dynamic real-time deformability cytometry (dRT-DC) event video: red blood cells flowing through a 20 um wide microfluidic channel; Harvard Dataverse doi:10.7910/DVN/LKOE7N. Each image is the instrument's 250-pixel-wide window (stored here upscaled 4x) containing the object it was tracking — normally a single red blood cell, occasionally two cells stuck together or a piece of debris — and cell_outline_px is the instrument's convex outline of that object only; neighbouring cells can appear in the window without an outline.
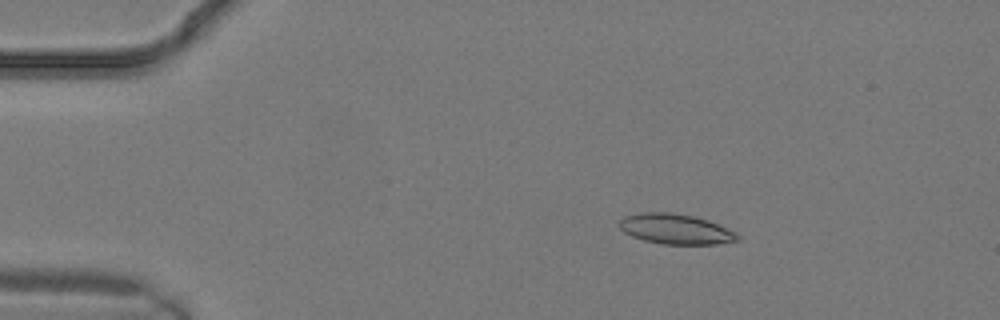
{"species": "common noctule bat (a hibernating species)", "species_latin": "Nyctalus noctula", "temperature_condition": "warm", "stored_images_in_passage": 11, "camera_frame_rate_fps": 3000, "um_per_image_px": 0.085, "animal": {"sex": "male", "body_mass_g": 19.2, "forearm_length_mm": 51.8}, "frame": {"image": 1, "passage_image": 4, "time_ms": 1.0, "image_size_px": [1000, 320], "cell_outline_px": [[740, 240], [716, 244], [664, 244], [644, 240], [632, 236], [624, 232], [616, 224], [624, 216], [640, 212], [672, 212], [692, 216], [708, 220], [736, 232], [740, 236]], "centroid_in_image_um": [57.41, 19.46], "position_along_channel_um": 27.6, "area_um2": 20.87}}
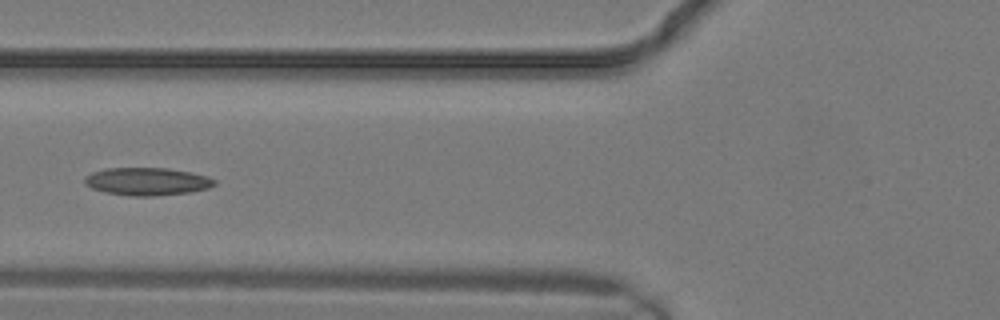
{"frame": {"image": 2, "passage_image": 10, "time_ms": 3.0, "image_size_px": [1000, 320], "cell_outline_px": [[216, 184], [208, 188], [188, 192], [152, 196], [132, 196], [104, 192], [92, 188], [84, 184], [84, 176], [92, 172], [104, 168], [168, 168], [192, 172], [208, 176], [216, 180]], "centroid_in_image_um": [12.48, 15.41], "position_along_channel_um": 113.3, "area_um2": 21.1}}